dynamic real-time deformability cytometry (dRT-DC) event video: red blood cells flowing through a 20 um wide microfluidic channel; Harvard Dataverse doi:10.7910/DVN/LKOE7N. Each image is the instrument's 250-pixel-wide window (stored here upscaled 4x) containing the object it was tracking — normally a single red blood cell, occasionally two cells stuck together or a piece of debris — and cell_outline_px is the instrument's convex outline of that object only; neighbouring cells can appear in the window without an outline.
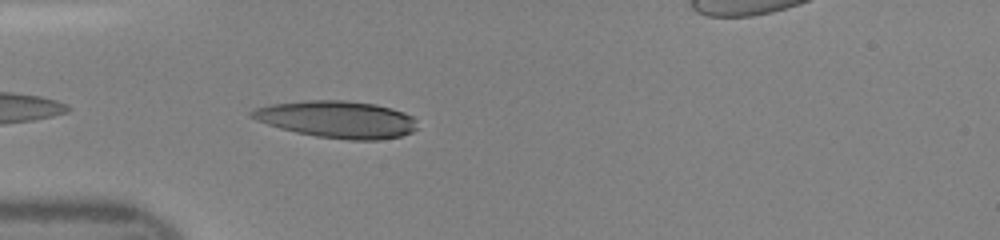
{"species": "human", "species_latin": "Homo sapiens", "temperature_condition": "room temperature", "stored_images_in_passage": 28, "camera_frame_rate_fps": 3000, "um_per_image_px": 0.085, "donor": {"sex": "female"}, "frame": {"image": 1, "passage_image": 2, "time_ms": 0.333, "image_size_px": [1000, 240], "cell_outline_px": [[416, 128], [412, 132], [400, 136], [376, 140], [348, 140], [316, 136], [296, 132], [280, 128], [256, 120], [248, 116], [248, 112], [252, 108], [268, 104], [308, 100], [344, 100], [376, 104], [392, 108], [404, 112], [412, 116], [416, 120]], "centroid_in_image_um": [28.61, 10.13], "position_along_channel_um": 56.4, "area_um2": 35.95}}
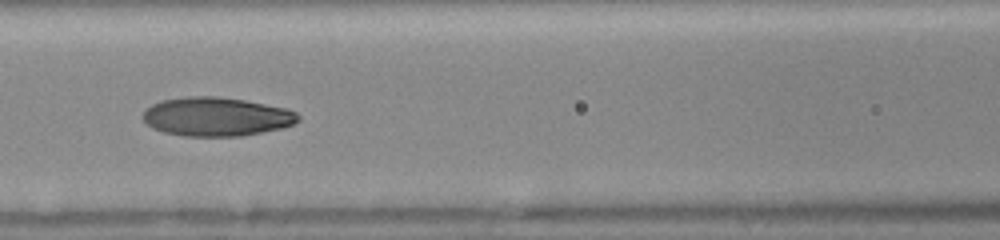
{"frame": {"image": 2, "passage_image": 9, "time_ms": 2.667, "image_size_px": [1000, 240], "cell_outline_px": [[300, 120], [292, 124], [280, 128], [244, 136], [184, 136], [164, 132], [152, 128], [140, 116], [152, 104], [160, 100], [188, 96], [216, 96], [244, 100], [288, 108], [296, 112], [300, 116]], "centroid_in_image_um": [18.39, 9.91], "position_along_channel_um": 148.2, "area_um2": 35.26}}
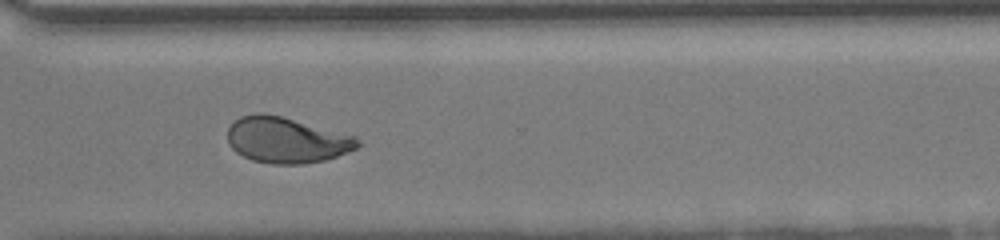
{"frame": {"image": 3, "passage_image": 23, "time_ms": 7.333, "image_size_px": [1000, 240], "cell_outline_px": [[360, 144], [356, 148], [336, 156], [324, 160], [304, 164], [272, 164], [252, 160], [236, 152], [228, 144], [228, 128], [240, 116], [256, 112], [264, 112], [280, 116], [356, 136], [360, 140]], "centroid_in_image_um": [24.33, 11.9], "position_along_channel_um": 346.3, "area_um2": 34.62}}